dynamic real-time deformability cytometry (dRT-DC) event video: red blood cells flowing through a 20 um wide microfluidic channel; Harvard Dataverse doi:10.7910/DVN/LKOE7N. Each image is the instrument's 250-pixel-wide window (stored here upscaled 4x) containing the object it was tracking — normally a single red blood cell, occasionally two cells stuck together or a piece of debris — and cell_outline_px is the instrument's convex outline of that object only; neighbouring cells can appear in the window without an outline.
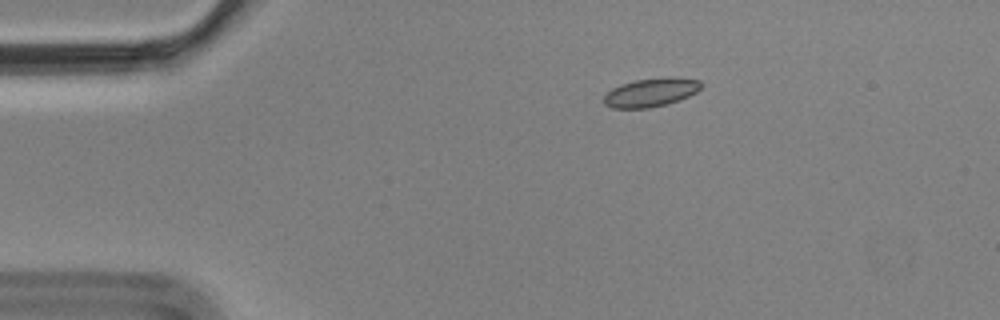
{"species": "Egyptian fruit bat (a non-hibernating species)", "species_latin": "Rousettus aegyptiacus", "temperature_condition": "cold", "stored_images_in_passage": 7, "camera_frame_rate_fps": 3000, "um_per_image_px": 0.085, "animal": {"sex": "male"}, "frame": {"image": 1, "passage_image": 2, "time_ms": 0.333, "image_size_px": [1000, 320], "cell_outline_px": [[704, 84], [696, 92], [688, 96], [668, 104], [648, 108], [612, 108], [604, 104], [604, 96], [612, 88], [620, 84], [636, 80], [668, 76], [676, 76], [700, 80]], "centroid_in_image_um": [55.36, 7.84], "position_along_channel_um": 29.6, "area_um2": 16.42}}
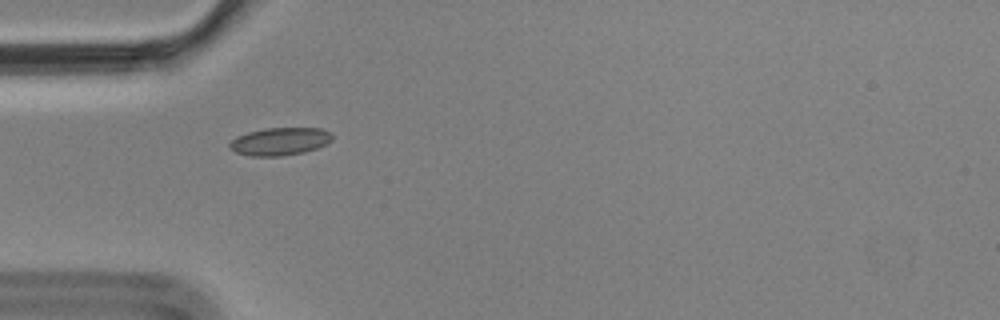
{"frame": {"image": 2, "passage_image": 4, "time_ms": 1.0, "image_size_px": [1000, 320], "cell_outline_px": [[332, 140], [316, 148], [304, 152], [280, 156], [252, 156], [236, 152], [228, 144], [236, 136], [248, 132], [264, 128], [320, 128], [332, 132]], "centroid_in_image_um": [23.8, 12.01], "position_along_channel_um": 61.2, "area_um2": 16.47}}
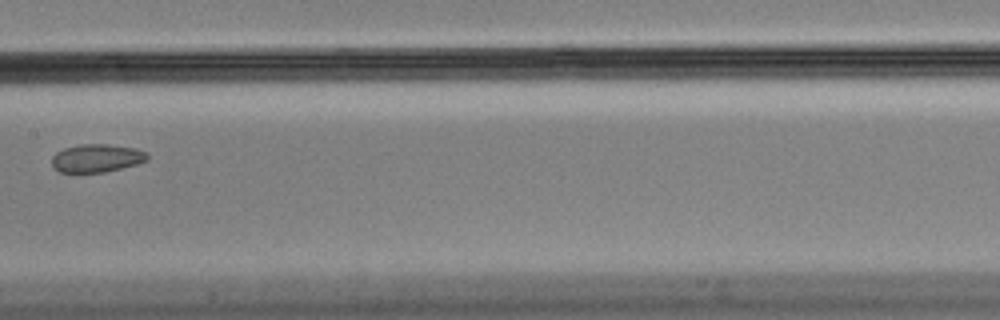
{"frame": {"image": 3, "passage_image": 7, "time_ms": 2.0, "image_size_px": [1000, 320], "cell_outline_px": [[148, 160], [136, 164], [104, 172], [60, 172], [52, 168], [52, 156], [56, 152], [64, 148], [80, 144], [108, 144], [136, 148], [148, 152]], "centroid_in_image_um": [8.21, 13.43], "position_along_channel_um": 199.2, "area_um2": 15.72}}